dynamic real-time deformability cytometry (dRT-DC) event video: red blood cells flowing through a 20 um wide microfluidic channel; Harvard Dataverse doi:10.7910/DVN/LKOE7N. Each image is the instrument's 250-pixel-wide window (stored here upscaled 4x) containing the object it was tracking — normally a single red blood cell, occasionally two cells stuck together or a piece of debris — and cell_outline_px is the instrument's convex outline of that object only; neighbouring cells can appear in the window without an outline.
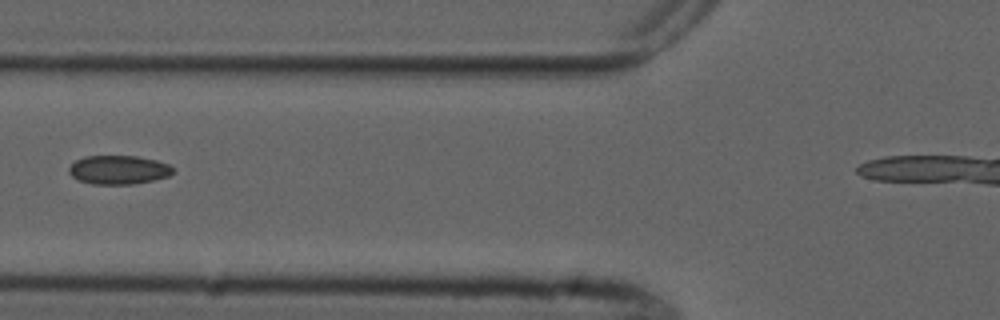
{"species": "common noctule bat (a hibernating species)", "species_latin": "Nyctalus noctula", "temperature_condition": "cold", "stored_images_in_passage": 5, "camera_frame_rate_fps": 3000, "um_per_image_px": 0.085, "animal": {"sex": "male", "forearm_length_mm": 52.5}, "frame": {"image": 1, "passage_image": 5, "time_ms": 4.667, "image_size_px": [1000, 320], "cell_outline_px": [[176, 172], [168, 176], [152, 180], [132, 184], [92, 184], [76, 180], [68, 172], [68, 168], [76, 160], [84, 156], [136, 156], [156, 160], [168, 164], [176, 168]], "centroid_in_image_um": [10.08, 14.43], "position_along_channel_um": 115.7, "area_um2": 17.63}}